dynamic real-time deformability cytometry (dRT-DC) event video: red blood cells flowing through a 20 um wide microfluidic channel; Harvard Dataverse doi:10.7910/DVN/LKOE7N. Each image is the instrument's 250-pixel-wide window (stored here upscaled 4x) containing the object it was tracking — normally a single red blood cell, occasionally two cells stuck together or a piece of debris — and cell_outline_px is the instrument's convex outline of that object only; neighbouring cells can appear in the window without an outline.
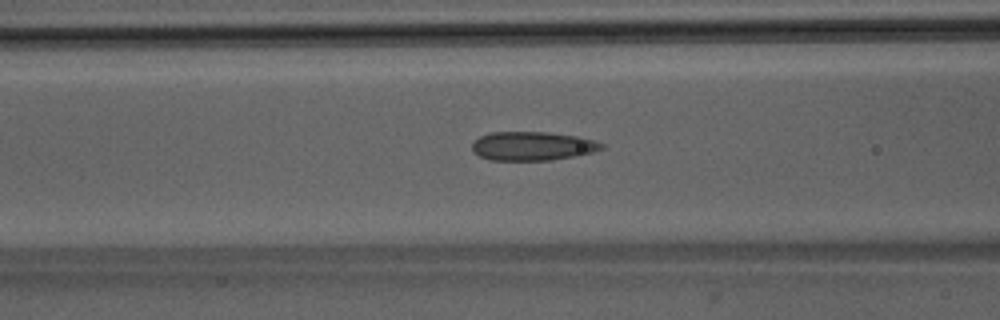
{"species": "Egyptian fruit bat (a non-hibernating species)", "species_latin": "Rousettus aegyptiacus", "temperature_condition": "room temperature", "stored_images_in_passage": 47, "camera_frame_rate_fps": 3000, "um_per_image_px": 0.085, "animal": {"sex": "male"}, "frame": {"image": 1, "passage_image": 17, "time_ms": 5.333, "image_size_px": [1000, 320], "cell_outline_px": [[604, 148], [592, 152], [576, 156], [552, 160], [488, 160], [472, 152], [472, 144], [480, 136], [492, 132], [548, 132], [580, 136], [596, 140], [604, 144]], "centroid_in_image_um": [45.29, 12.41], "position_along_channel_um": 121.3, "area_um2": 21.96}}
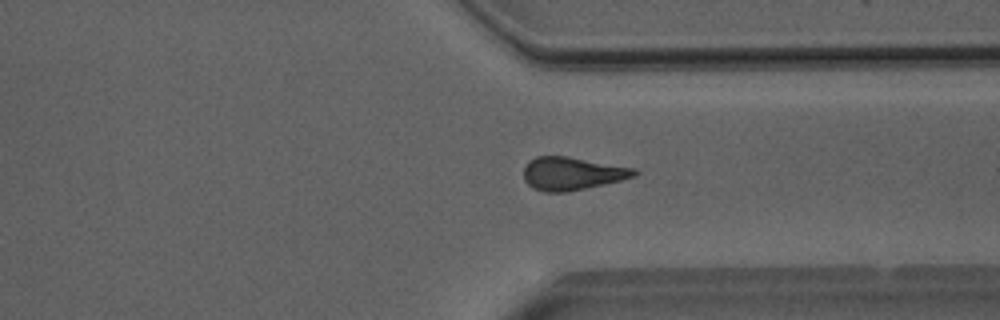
{"frame": {"image": 2, "passage_image": 35, "time_ms": 11.333, "image_size_px": [1000, 320], "cell_outline_px": [[640, 172], [636, 176], [604, 184], [568, 192], [544, 192], [532, 188], [524, 180], [524, 168], [528, 160], [536, 156], [568, 156], [636, 168]], "centroid_in_image_um": [48.63, 14.74], "position_along_channel_um": 362.8, "area_um2": 21.5}}
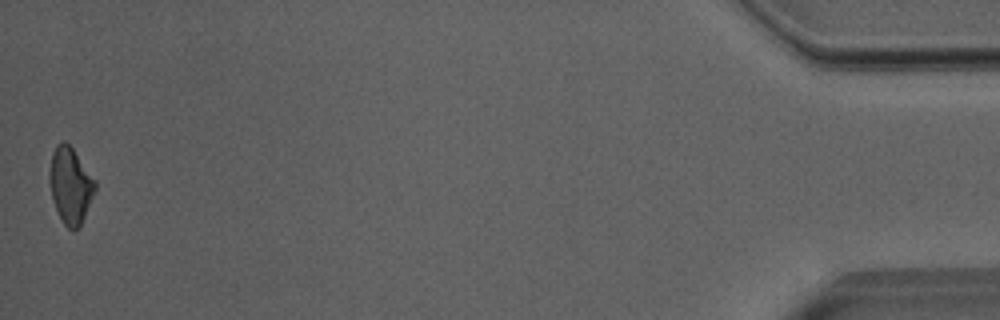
{"frame": {"image": 3, "passage_image": 47, "time_ms": 15.333, "image_size_px": [1000, 320], "cell_outline_px": [[96, 188], [84, 216], [80, 224], [72, 232], [64, 224], [52, 200], [48, 180], [48, 176], [52, 152], [56, 144], [60, 140], [64, 140], [72, 148], [96, 180]], "centroid_in_image_um": [5.95, 15.71], "position_along_channel_um": 429.2, "area_um2": 20.17}, "authors_computed_cell_mechanics": {"area_um2": 21.4438, "velocity_mm_per_s": 4.0259, "shape_relaxation_time_tau1_ms": null, "shape_relaxation_time_tau2_ms": 3.1386, "deformation_change_tau1": null, "deformation_change_tau2": 0.1139}}